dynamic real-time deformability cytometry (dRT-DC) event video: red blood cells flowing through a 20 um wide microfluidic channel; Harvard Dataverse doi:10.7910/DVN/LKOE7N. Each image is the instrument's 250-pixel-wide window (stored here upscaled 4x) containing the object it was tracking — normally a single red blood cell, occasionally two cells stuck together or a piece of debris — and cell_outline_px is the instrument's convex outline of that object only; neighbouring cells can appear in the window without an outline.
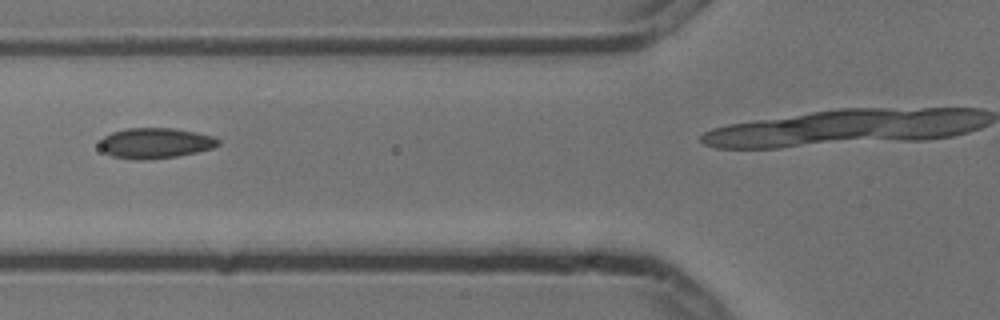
{"species": "common noctule bat (a hibernating species)", "species_latin": "Nyctalus noctula", "temperature_condition": "cold", "stored_images_in_passage": 5, "camera_frame_rate_fps": 3000, "um_per_image_px": 0.085, "animal": {"sex": "male", "body_mass_g": 13.3}, "frame": {"image": 1, "passage_image": 4, "time_ms": 1.0, "image_size_px": [1000, 320], "cell_outline_px": [[220, 144], [212, 148], [196, 152], [176, 156], [140, 160], [136, 160], [112, 156], [104, 152], [100, 148], [100, 140], [104, 136], [112, 132], [128, 128], [172, 128], [196, 132], [212, 136], [220, 140]], "centroid_in_image_um": [13.18, 12.16], "position_along_channel_um": 112.6, "area_um2": 20.92}}